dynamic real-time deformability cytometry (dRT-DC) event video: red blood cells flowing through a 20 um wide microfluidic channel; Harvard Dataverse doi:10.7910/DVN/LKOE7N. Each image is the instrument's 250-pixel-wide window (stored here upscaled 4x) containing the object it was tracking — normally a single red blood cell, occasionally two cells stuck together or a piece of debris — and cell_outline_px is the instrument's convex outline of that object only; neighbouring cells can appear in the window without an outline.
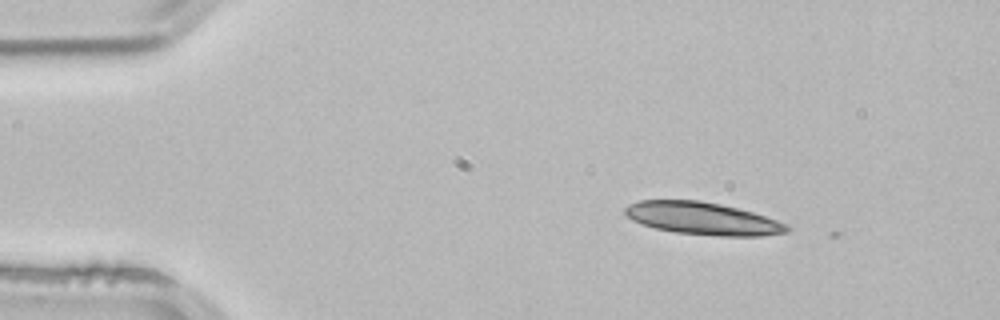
{"species": "common noctule bat (a hibernating species)", "species_latin": "Nyctalus noctula", "temperature_condition": "room temperature", "stored_images_in_passage": 3, "camera_frame_rate_fps": 3000, "um_per_image_px": 0.085, "animal": {"sex": "male", "body_mass_g": 21.5, "forearm_length_mm": 52.0}, "frame": {"image": 1, "passage_image": 1, "time_ms": 0.0, "image_size_px": [1000, 320], "cell_outline_px": [[792, 228], [788, 232], [760, 236], [720, 236], [676, 232], [656, 228], [632, 220], [624, 212], [624, 208], [628, 204], [640, 200], [700, 200], [720, 204], [752, 212], [776, 220]], "centroid_in_image_um": [59.71, 18.57], "position_along_channel_um": 25.3, "area_um2": 30.35}}